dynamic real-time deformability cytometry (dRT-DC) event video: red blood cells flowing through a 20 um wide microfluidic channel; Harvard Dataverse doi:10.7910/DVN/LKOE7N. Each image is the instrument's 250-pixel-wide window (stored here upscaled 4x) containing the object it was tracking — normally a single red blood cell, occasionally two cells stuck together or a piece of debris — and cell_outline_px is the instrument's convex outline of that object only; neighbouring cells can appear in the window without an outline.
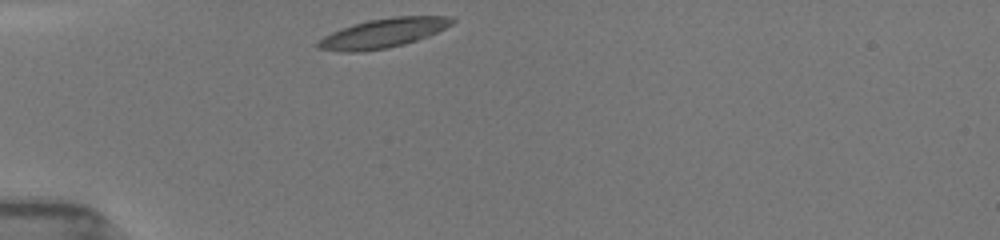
{"species": "common noctule bat (a hibernating species)", "species_latin": "Nyctalus noctula", "temperature_condition": "room temperature", "stored_images_in_passage": 30, "camera_frame_rate_fps": 3000, "um_per_image_px": 0.085, "animal": {"sex": "female", "body_mass_g": 19.5, "forearm_length_mm": 54.1}, "frame": {"image": 1, "passage_image": 1, "time_ms": 0.0, "image_size_px": [1000, 240], "cell_outline_px": [[456, 20], [452, 24], [428, 36], [416, 40], [384, 48], [360, 52], [344, 52], [316, 48], [316, 44], [324, 36], [332, 32], [352, 24], [368, 20], [392, 16], [444, 16]], "centroid_in_image_um": [32.53, 2.81], "position_along_channel_um": 52.5, "area_um2": 22.54}}
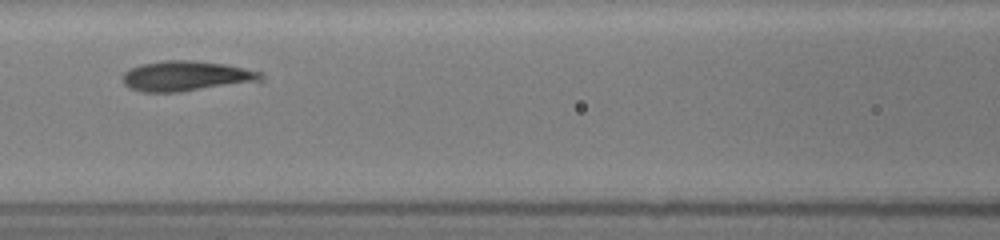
{"frame": {"image": 2, "passage_image": 10, "time_ms": 3.0, "image_size_px": [1000, 240], "cell_outline_px": [[264, 80], [180, 92], [140, 92], [128, 88], [124, 84], [124, 72], [140, 64], [164, 60], [192, 60], [224, 64], [260, 72], [264, 76]], "centroid_in_image_um": [15.79, 6.47], "position_along_channel_um": 150.8, "area_um2": 24.16}}
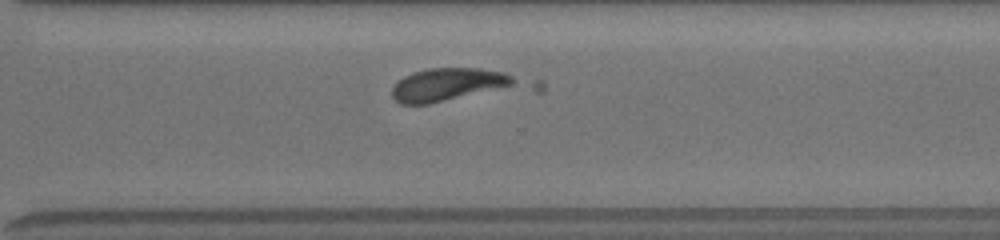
{"frame": {"image": 3, "passage_image": 24, "time_ms": 7.667, "image_size_px": [1000, 240], "cell_outline_px": [[544, 92], [428, 104], [400, 104], [392, 96], [392, 88], [404, 76], [412, 72], [428, 68], [480, 68], [504, 72], [540, 80], [544, 84]], "centroid_in_image_um": [39.18, 7.27], "position_along_channel_um": 331.4, "area_um2": 29.65}}